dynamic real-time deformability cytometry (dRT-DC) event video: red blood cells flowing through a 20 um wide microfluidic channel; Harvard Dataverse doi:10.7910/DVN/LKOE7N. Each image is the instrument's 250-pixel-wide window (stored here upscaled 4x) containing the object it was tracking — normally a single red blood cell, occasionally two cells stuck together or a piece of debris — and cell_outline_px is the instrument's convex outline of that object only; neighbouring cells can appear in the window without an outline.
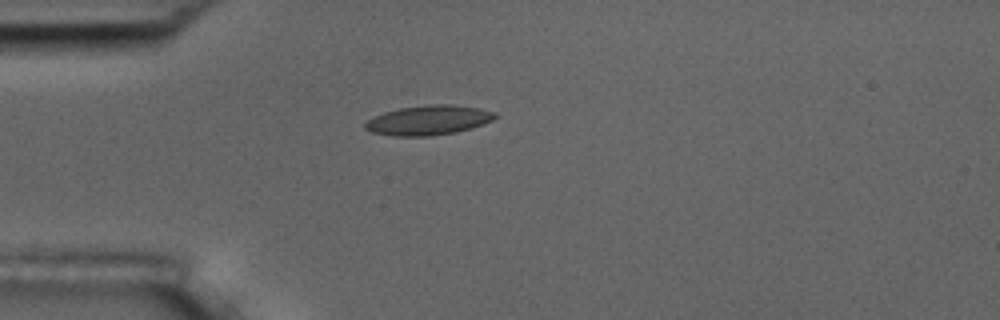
{"species": "common noctule bat (a hibernating species)", "species_latin": "Nyctalus noctula", "temperature_condition": "room temperature", "stored_images_in_passage": 1, "camera_frame_rate_fps": 3000, "um_per_image_px": 0.085, "animal": {"sex": "male", "body_mass_g": 17.5, "forearm_length_mm": 52.3}, "frame": {"image": 1, "passage_image": 1, "time_ms": 0.0, "image_size_px": [1000, 320], "cell_outline_px": [[496, 116], [492, 120], [456, 132], [428, 136], [392, 136], [372, 132], [364, 128], [364, 124], [368, 120], [384, 112], [400, 108], [428, 104], [452, 104], [480, 108], [496, 112]], "centroid_in_image_um": [36.4, 10.21], "position_along_channel_um": 48.6, "area_um2": 22.25}}